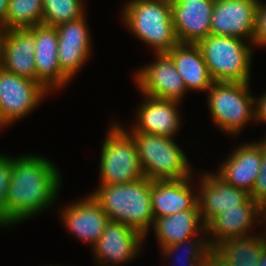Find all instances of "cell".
Returning a JSON list of instances; mask_svg holds the SVG:
<instances>
[{"mask_svg":"<svg viewBox=\"0 0 266 266\" xmlns=\"http://www.w3.org/2000/svg\"><path fill=\"white\" fill-rule=\"evenodd\" d=\"M43 24V0H9L4 28H30Z\"/></svg>","mask_w":266,"mask_h":266,"instance_id":"cell-25","label":"cell"},{"mask_svg":"<svg viewBox=\"0 0 266 266\" xmlns=\"http://www.w3.org/2000/svg\"><path fill=\"white\" fill-rule=\"evenodd\" d=\"M8 1L9 0H0V22H2L3 24L7 14Z\"/></svg>","mask_w":266,"mask_h":266,"instance_id":"cell-33","label":"cell"},{"mask_svg":"<svg viewBox=\"0 0 266 266\" xmlns=\"http://www.w3.org/2000/svg\"><path fill=\"white\" fill-rule=\"evenodd\" d=\"M191 177L182 180H155L151 182L152 210L155 218L167 217L184 210H199L197 191Z\"/></svg>","mask_w":266,"mask_h":266,"instance_id":"cell-21","label":"cell"},{"mask_svg":"<svg viewBox=\"0 0 266 266\" xmlns=\"http://www.w3.org/2000/svg\"><path fill=\"white\" fill-rule=\"evenodd\" d=\"M181 249L182 251L184 250V252L186 251V254H184V256L180 255L178 257L177 253ZM160 250V253H162V256L166 259L173 257L171 259L175 260L176 263L173 262L174 264H190L194 261H210L211 253L213 252V249L208 241L206 229H204L198 236L194 238L165 246Z\"/></svg>","mask_w":266,"mask_h":266,"instance_id":"cell-26","label":"cell"},{"mask_svg":"<svg viewBox=\"0 0 266 266\" xmlns=\"http://www.w3.org/2000/svg\"><path fill=\"white\" fill-rule=\"evenodd\" d=\"M98 185L133 182L145 177L132 136L115 120L101 146Z\"/></svg>","mask_w":266,"mask_h":266,"instance_id":"cell-7","label":"cell"},{"mask_svg":"<svg viewBox=\"0 0 266 266\" xmlns=\"http://www.w3.org/2000/svg\"><path fill=\"white\" fill-rule=\"evenodd\" d=\"M127 132L136 143L140 165L147 179L182 180L194 174L188 156L174 138Z\"/></svg>","mask_w":266,"mask_h":266,"instance_id":"cell-4","label":"cell"},{"mask_svg":"<svg viewBox=\"0 0 266 266\" xmlns=\"http://www.w3.org/2000/svg\"><path fill=\"white\" fill-rule=\"evenodd\" d=\"M35 38L30 28L5 30L0 45V67L36 81Z\"/></svg>","mask_w":266,"mask_h":266,"instance_id":"cell-19","label":"cell"},{"mask_svg":"<svg viewBox=\"0 0 266 266\" xmlns=\"http://www.w3.org/2000/svg\"><path fill=\"white\" fill-rule=\"evenodd\" d=\"M198 181L197 202L200 218L206 225L215 215L246 204L250 194L222 180L216 173L203 172Z\"/></svg>","mask_w":266,"mask_h":266,"instance_id":"cell-15","label":"cell"},{"mask_svg":"<svg viewBox=\"0 0 266 266\" xmlns=\"http://www.w3.org/2000/svg\"><path fill=\"white\" fill-rule=\"evenodd\" d=\"M258 174H266V136L261 140V165Z\"/></svg>","mask_w":266,"mask_h":266,"instance_id":"cell-32","label":"cell"},{"mask_svg":"<svg viewBox=\"0 0 266 266\" xmlns=\"http://www.w3.org/2000/svg\"><path fill=\"white\" fill-rule=\"evenodd\" d=\"M257 266H266V247L262 250Z\"/></svg>","mask_w":266,"mask_h":266,"instance_id":"cell-36","label":"cell"},{"mask_svg":"<svg viewBox=\"0 0 266 266\" xmlns=\"http://www.w3.org/2000/svg\"><path fill=\"white\" fill-rule=\"evenodd\" d=\"M143 102L136 111V120L131 128L121 126L126 131H138L144 134L160 135L174 138L181 128V114L178 101L159 99L145 94Z\"/></svg>","mask_w":266,"mask_h":266,"instance_id":"cell-17","label":"cell"},{"mask_svg":"<svg viewBox=\"0 0 266 266\" xmlns=\"http://www.w3.org/2000/svg\"><path fill=\"white\" fill-rule=\"evenodd\" d=\"M255 122H262L266 124V92H264L259 98L255 99Z\"/></svg>","mask_w":266,"mask_h":266,"instance_id":"cell-31","label":"cell"},{"mask_svg":"<svg viewBox=\"0 0 266 266\" xmlns=\"http://www.w3.org/2000/svg\"><path fill=\"white\" fill-rule=\"evenodd\" d=\"M5 30L6 29L4 28L3 23L0 22V45H1V41H2L4 33H5Z\"/></svg>","mask_w":266,"mask_h":266,"instance_id":"cell-37","label":"cell"},{"mask_svg":"<svg viewBox=\"0 0 266 266\" xmlns=\"http://www.w3.org/2000/svg\"><path fill=\"white\" fill-rule=\"evenodd\" d=\"M250 197L262 207L266 205V174H258Z\"/></svg>","mask_w":266,"mask_h":266,"instance_id":"cell-30","label":"cell"},{"mask_svg":"<svg viewBox=\"0 0 266 266\" xmlns=\"http://www.w3.org/2000/svg\"><path fill=\"white\" fill-rule=\"evenodd\" d=\"M30 29L35 38L36 81L50 93L61 90L71 79L59 66L57 28L41 24Z\"/></svg>","mask_w":266,"mask_h":266,"instance_id":"cell-14","label":"cell"},{"mask_svg":"<svg viewBox=\"0 0 266 266\" xmlns=\"http://www.w3.org/2000/svg\"><path fill=\"white\" fill-rule=\"evenodd\" d=\"M155 60L134 72L135 86L140 94L178 101L186 96L184 81L167 53H155Z\"/></svg>","mask_w":266,"mask_h":266,"instance_id":"cell-9","label":"cell"},{"mask_svg":"<svg viewBox=\"0 0 266 266\" xmlns=\"http://www.w3.org/2000/svg\"><path fill=\"white\" fill-rule=\"evenodd\" d=\"M262 223L266 224L265 210L251 198L246 204L238 206V209H227L215 215L205 225V229L213 249L222 241L255 234L254 227Z\"/></svg>","mask_w":266,"mask_h":266,"instance_id":"cell-11","label":"cell"},{"mask_svg":"<svg viewBox=\"0 0 266 266\" xmlns=\"http://www.w3.org/2000/svg\"><path fill=\"white\" fill-rule=\"evenodd\" d=\"M43 155L12 157L11 179L6 197V227L23 223L52 208L62 187V174Z\"/></svg>","mask_w":266,"mask_h":266,"instance_id":"cell-1","label":"cell"},{"mask_svg":"<svg viewBox=\"0 0 266 266\" xmlns=\"http://www.w3.org/2000/svg\"><path fill=\"white\" fill-rule=\"evenodd\" d=\"M161 248L198 236L205 224L199 210H184L167 217L155 218L152 227Z\"/></svg>","mask_w":266,"mask_h":266,"instance_id":"cell-23","label":"cell"},{"mask_svg":"<svg viewBox=\"0 0 266 266\" xmlns=\"http://www.w3.org/2000/svg\"><path fill=\"white\" fill-rule=\"evenodd\" d=\"M85 13L83 0H43V24L47 26L77 20Z\"/></svg>","mask_w":266,"mask_h":266,"instance_id":"cell-27","label":"cell"},{"mask_svg":"<svg viewBox=\"0 0 266 266\" xmlns=\"http://www.w3.org/2000/svg\"><path fill=\"white\" fill-rule=\"evenodd\" d=\"M209 266H230L229 264H226L222 262L213 252L211 253V259Z\"/></svg>","mask_w":266,"mask_h":266,"instance_id":"cell-34","label":"cell"},{"mask_svg":"<svg viewBox=\"0 0 266 266\" xmlns=\"http://www.w3.org/2000/svg\"><path fill=\"white\" fill-rule=\"evenodd\" d=\"M49 94L39 82L0 67L2 130L33 112Z\"/></svg>","mask_w":266,"mask_h":266,"instance_id":"cell-8","label":"cell"},{"mask_svg":"<svg viewBox=\"0 0 266 266\" xmlns=\"http://www.w3.org/2000/svg\"><path fill=\"white\" fill-rule=\"evenodd\" d=\"M215 0H170L178 43L198 44L211 34Z\"/></svg>","mask_w":266,"mask_h":266,"instance_id":"cell-18","label":"cell"},{"mask_svg":"<svg viewBox=\"0 0 266 266\" xmlns=\"http://www.w3.org/2000/svg\"><path fill=\"white\" fill-rule=\"evenodd\" d=\"M70 204L60 208L59 219L70 234L93 248L109 222V217L90 193Z\"/></svg>","mask_w":266,"mask_h":266,"instance_id":"cell-16","label":"cell"},{"mask_svg":"<svg viewBox=\"0 0 266 266\" xmlns=\"http://www.w3.org/2000/svg\"><path fill=\"white\" fill-rule=\"evenodd\" d=\"M265 247L266 232H262L222 241L213 248V253L230 266H257Z\"/></svg>","mask_w":266,"mask_h":266,"instance_id":"cell-24","label":"cell"},{"mask_svg":"<svg viewBox=\"0 0 266 266\" xmlns=\"http://www.w3.org/2000/svg\"><path fill=\"white\" fill-rule=\"evenodd\" d=\"M217 168L216 174L228 184L252 192L261 165V140L236 146Z\"/></svg>","mask_w":266,"mask_h":266,"instance_id":"cell-20","label":"cell"},{"mask_svg":"<svg viewBox=\"0 0 266 266\" xmlns=\"http://www.w3.org/2000/svg\"><path fill=\"white\" fill-rule=\"evenodd\" d=\"M259 0H215L211 34L238 37L253 43Z\"/></svg>","mask_w":266,"mask_h":266,"instance_id":"cell-12","label":"cell"},{"mask_svg":"<svg viewBox=\"0 0 266 266\" xmlns=\"http://www.w3.org/2000/svg\"><path fill=\"white\" fill-rule=\"evenodd\" d=\"M250 85L242 82H213L206 92L212 120L221 132L237 136L249 122L256 120L257 97L252 96Z\"/></svg>","mask_w":266,"mask_h":266,"instance_id":"cell-6","label":"cell"},{"mask_svg":"<svg viewBox=\"0 0 266 266\" xmlns=\"http://www.w3.org/2000/svg\"><path fill=\"white\" fill-rule=\"evenodd\" d=\"M210 261H194L190 264H179L180 266H209ZM177 265V264H176Z\"/></svg>","mask_w":266,"mask_h":266,"instance_id":"cell-35","label":"cell"},{"mask_svg":"<svg viewBox=\"0 0 266 266\" xmlns=\"http://www.w3.org/2000/svg\"><path fill=\"white\" fill-rule=\"evenodd\" d=\"M198 45L214 82L250 83L253 43L210 34Z\"/></svg>","mask_w":266,"mask_h":266,"instance_id":"cell-5","label":"cell"},{"mask_svg":"<svg viewBox=\"0 0 266 266\" xmlns=\"http://www.w3.org/2000/svg\"><path fill=\"white\" fill-rule=\"evenodd\" d=\"M86 18L85 14L77 20L64 22L56 26L59 66L71 80L79 70L86 66V62L90 60V54L93 53V40H91Z\"/></svg>","mask_w":266,"mask_h":266,"instance_id":"cell-13","label":"cell"},{"mask_svg":"<svg viewBox=\"0 0 266 266\" xmlns=\"http://www.w3.org/2000/svg\"><path fill=\"white\" fill-rule=\"evenodd\" d=\"M121 19L130 33L154 53H167L178 44L170 0H128Z\"/></svg>","mask_w":266,"mask_h":266,"instance_id":"cell-3","label":"cell"},{"mask_svg":"<svg viewBox=\"0 0 266 266\" xmlns=\"http://www.w3.org/2000/svg\"><path fill=\"white\" fill-rule=\"evenodd\" d=\"M11 171L12 156L0 153V229L6 228V197Z\"/></svg>","mask_w":266,"mask_h":266,"instance_id":"cell-28","label":"cell"},{"mask_svg":"<svg viewBox=\"0 0 266 266\" xmlns=\"http://www.w3.org/2000/svg\"><path fill=\"white\" fill-rule=\"evenodd\" d=\"M167 54L182 77L186 91L207 92L213 80L198 44L178 43Z\"/></svg>","mask_w":266,"mask_h":266,"instance_id":"cell-22","label":"cell"},{"mask_svg":"<svg viewBox=\"0 0 266 266\" xmlns=\"http://www.w3.org/2000/svg\"><path fill=\"white\" fill-rule=\"evenodd\" d=\"M253 46H266V4L259 0L256 8L255 33L253 37Z\"/></svg>","mask_w":266,"mask_h":266,"instance_id":"cell-29","label":"cell"},{"mask_svg":"<svg viewBox=\"0 0 266 266\" xmlns=\"http://www.w3.org/2000/svg\"><path fill=\"white\" fill-rule=\"evenodd\" d=\"M2 129V112H1V109H0V131Z\"/></svg>","mask_w":266,"mask_h":266,"instance_id":"cell-38","label":"cell"},{"mask_svg":"<svg viewBox=\"0 0 266 266\" xmlns=\"http://www.w3.org/2000/svg\"><path fill=\"white\" fill-rule=\"evenodd\" d=\"M145 237L124 223L111 221L93 246L97 266H123L141 254Z\"/></svg>","mask_w":266,"mask_h":266,"instance_id":"cell-10","label":"cell"},{"mask_svg":"<svg viewBox=\"0 0 266 266\" xmlns=\"http://www.w3.org/2000/svg\"><path fill=\"white\" fill-rule=\"evenodd\" d=\"M151 182L144 177L125 184L99 185L90 194L111 221L124 223L147 237L154 221Z\"/></svg>","mask_w":266,"mask_h":266,"instance_id":"cell-2","label":"cell"}]
</instances>
